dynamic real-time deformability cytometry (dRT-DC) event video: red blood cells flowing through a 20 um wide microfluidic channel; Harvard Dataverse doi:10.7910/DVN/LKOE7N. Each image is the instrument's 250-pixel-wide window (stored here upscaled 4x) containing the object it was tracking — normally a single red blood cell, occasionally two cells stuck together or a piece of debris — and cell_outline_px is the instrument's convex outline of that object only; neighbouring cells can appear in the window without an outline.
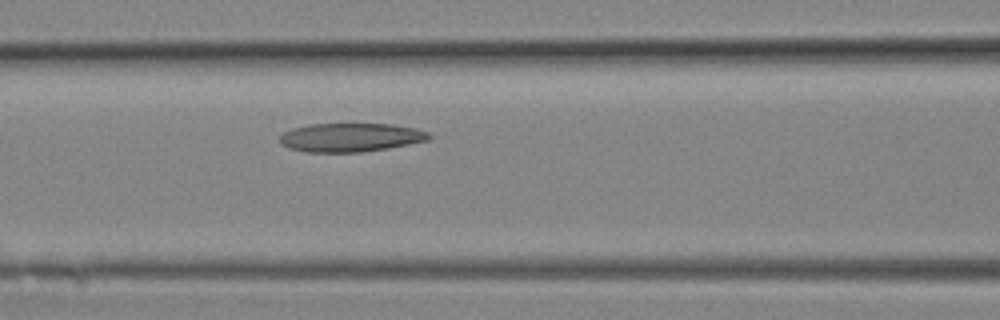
{"species": "Egyptian fruit bat (a non-hibernating species)", "species_latin": "Rousettus aegyptiacus", "temperature_condition": "room temperature", "stored_images_in_passage": 5, "camera_frame_rate_fps": 3000, "um_per_image_px": 0.085, "animal": {"sex": "female"}, "frame": {"image": 1, "passage_image": 5, "time_ms": 1.333, "image_size_px": [1000, 320], "cell_outline_px": [[432, 136], [428, 140], [388, 148], [360, 152], [308, 152], [288, 148], [280, 144], [280, 136], [284, 132], [292, 128], [312, 124], [392, 124], [416, 128], [428, 132]], "centroid_in_image_um": [29.79, 11.68], "position_along_channel_um": 136.8, "area_um2": 24.91}}